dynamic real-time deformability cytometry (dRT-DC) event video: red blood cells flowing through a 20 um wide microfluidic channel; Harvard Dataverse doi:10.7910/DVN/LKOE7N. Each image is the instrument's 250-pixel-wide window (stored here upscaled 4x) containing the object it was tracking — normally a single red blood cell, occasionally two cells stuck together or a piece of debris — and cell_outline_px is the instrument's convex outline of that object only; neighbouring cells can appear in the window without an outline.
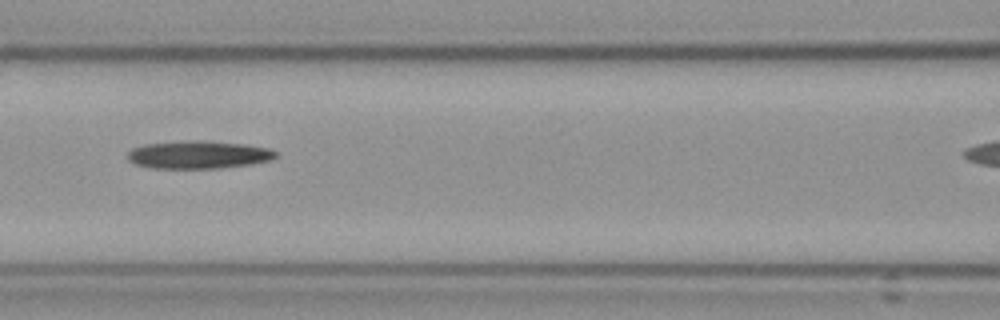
{"species": "Egyptian fruit bat (a non-hibernating species)", "species_latin": "Rousettus aegyptiacus", "temperature_condition": "cold", "stored_images_in_passage": 8, "camera_frame_rate_fps": 3000, "um_per_image_px": 0.085, "frame": {"image": 1, "passage_image": 5, "time_ms": 5.667, "image_size_px": [1000, 320], "cell_outline_px": [[280, 156], [272, 160], [252, 164], [216, 168], [152, 168], [136, 164], [128, 160], [128, 152], [132, 148], [144, 144], [192, 140], [196, 140], [244, 144], [272, 148]], "centroid_in_image_um": [16.92, 13.15], "position_along_channel_um": 149.7, "area_um2": 24.1}}